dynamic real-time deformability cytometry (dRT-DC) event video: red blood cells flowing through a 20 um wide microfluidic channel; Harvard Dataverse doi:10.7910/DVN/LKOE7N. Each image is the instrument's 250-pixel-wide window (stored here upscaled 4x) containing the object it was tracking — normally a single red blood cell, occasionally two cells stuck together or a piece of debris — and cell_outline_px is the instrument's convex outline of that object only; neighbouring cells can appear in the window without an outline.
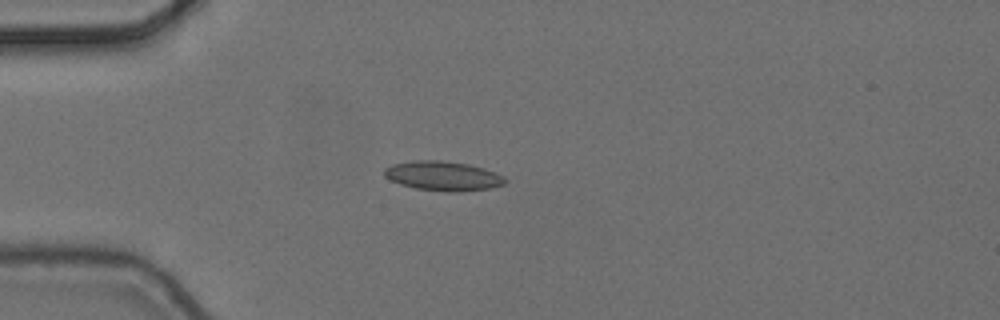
{"species": "common noctule bat (a hibernating species)", "species_latin": "Nyctalus noctula", "temperature_condition": "cold", "stored_images_in_passage": 2, "camera_frame_rate_fps": 3000, "um_per_image_px": 0.085, "animal": {"sex": "female", "body_mass_g": 24.6, "forearm_length_mm": 56.2}, "frame": {"image": 1, "passage_image": 1, "time_ms": 0.0, "image_size_px": [1000, 320], "cell_outline_px": [[508, 180], [504, 184], [488, 188], [460, 192], [448, 192], [416, 188], [400, 184], [384, 176], [384, 168], [392, 164], [412, 160], [440, 160], [468, 164], [484, 168], [496, 172], [504, 176]], "centroid_in_image_um": [37.66, 14.95], "position_along_channel_um": 47.3, "area_um2": 20.81}}
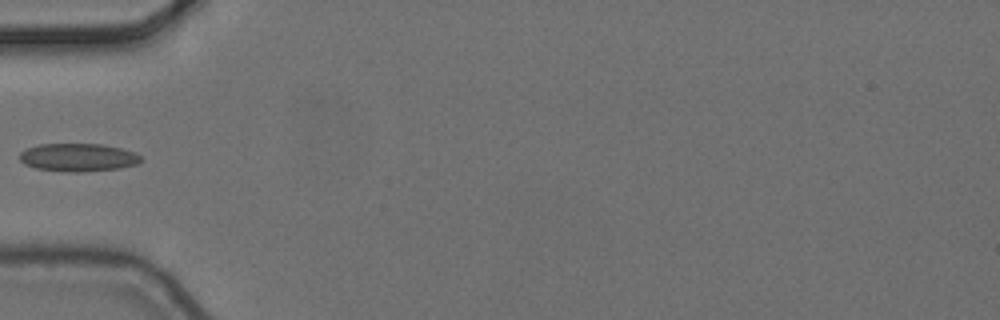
{"frame": {"image": 2, "passage_image": 2, "time_ms": 0.333, "image_size_px": [1000, 320], "cell_outline_px": [[144, 160], [136, 164], [120, 168], [80, 172], [64, 172], [36, 168], [24, 164], [20, 160], [20, 152], [24, 148], [40, 144], [104, 144], [136, 152]], "centroid_in_image_um": [6.63, 13.38], "position_along_channel_um": 78.4, "area_um2": 20.0}}